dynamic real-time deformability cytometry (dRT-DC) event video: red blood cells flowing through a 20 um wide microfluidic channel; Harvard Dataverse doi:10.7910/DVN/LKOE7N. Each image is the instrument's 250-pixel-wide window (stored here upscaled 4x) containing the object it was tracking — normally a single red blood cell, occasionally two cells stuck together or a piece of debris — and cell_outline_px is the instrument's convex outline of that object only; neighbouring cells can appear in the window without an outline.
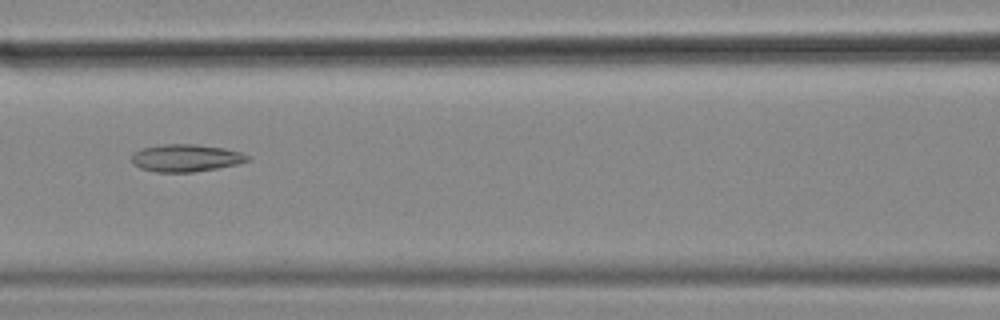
{"species": "common noctule bat (a hibernating species)", "species_latin": "Nyctalus noctula", "temperature_condition": "cold", "stored_images_in_passage": 49, "camera_frame_rate_fps": 3000, "um_per_image_px": 0.085, "animal": {"sex": "female", "body_mass_g": 18.4}, "frame": {"image": 1, "passage_image": 17, "time_ms": 5.333, "image_size_px": [1000, 320], "cell_outline_px": [[252, 160], [236, 164], [216, 168], [192, 172], [156, 172], [140, 168], [132, 164], [132, 152], [140, 148], [164, 144], [196, 144], [224, 148], [240, 152], [252, 156]], "centroid_in_image_um": [15.79, 13.42], "position_along_channel_um": 150.8, "area_um2": 18.67}}
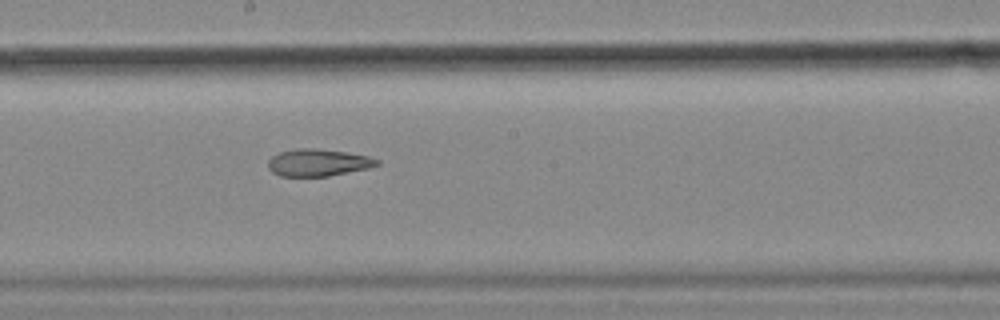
{"frame": {"image": 2, "passage_image": 23, "time_ms": 7.333, "image_size_px": [1000, 320], "cell_outline_px": [[380, 164], [368, 168], [328, 176], [280, 176], [272, 172], [268, 168], [268, 160], [272, 156], [280, 152], [296, 148], [316, 148], [348, 152], [368, 156], [380, 160]], "centroid_in_image_um": [27.03, 13.81], "position_along_channel_um": 221.2, "area_um2": 17.28}}
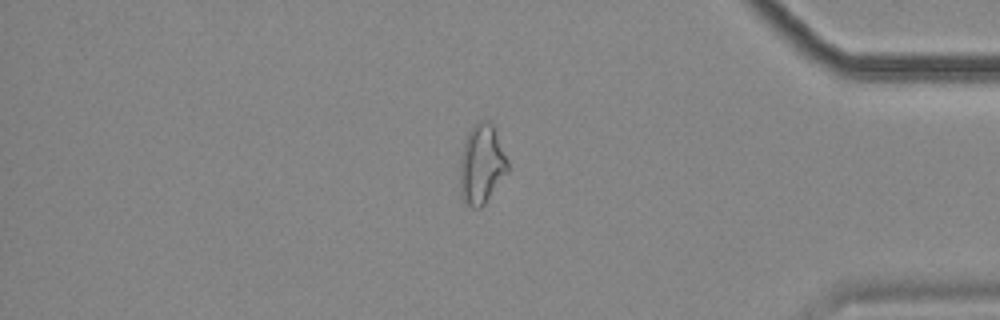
{"frame": {"image": 3, "passage_image": 40, "time_ms": 13.0, "image_size_px": [1000, 320], "cell_outline_px": [[508, 172], [484, 204], [480, 208], [472, 208], [460, 196], [460, 160], [464, 140], [468, 132], [480, 120], [488, 120], [492, 124], [508, 160]], "centroid_in_image_um": [40.93, 13.97], "position_along_channel_um": 394.3, "area_um2": 22.02}, "authors_computed_cell_mechanics": {"area_um2": 20.1722, "velocity_mm_per_s": 3.5383, "shape_relaxation_time_tau1_ms": null, "shape_relaxation_time_tau2_ms": 2.9959, "deformation_change_tau1": null, "deformation_change_tau2": 0.1089}}